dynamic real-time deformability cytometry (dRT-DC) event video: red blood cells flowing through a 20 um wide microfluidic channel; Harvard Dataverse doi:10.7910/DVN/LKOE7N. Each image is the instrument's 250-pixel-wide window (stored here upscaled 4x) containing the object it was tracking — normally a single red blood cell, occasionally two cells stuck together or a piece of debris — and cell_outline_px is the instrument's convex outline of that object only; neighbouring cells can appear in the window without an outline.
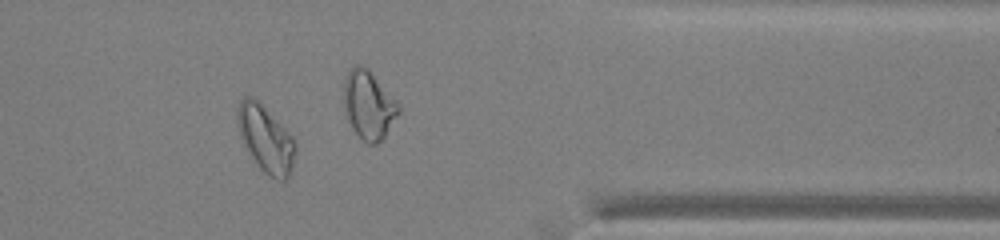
{"species": "common noctule bat (a hibernating species)", "species_latin": "Nyctalus noctula", "temperature_condition": "warm", "stored_images_in_passage": 37, "camera_frame_rate_fps": 3000, "um_per_image_px": 0.085, "animal": {"sex": "male", "body_mass_g": 13.0, "forearm_length_mm": 53.1}, "frame": {"image": 1, "passage_image": 27, "time_ms": 8.667, "image_size_px": [1000, 240], "cell_outline_px": [[296, 148], [292, 164], [288, 176], [284, 180], [280, 180], [268, 176], [260, 168], [244, 144], [240, 136], [236, 120], [236, 112], [240, 100], [244, 96], [252, 96], [296, 140]], "centroid_in_image_um": [22.56, 11.79], "position_along_channel_um": 388.8, "area_um2": 21.96}}
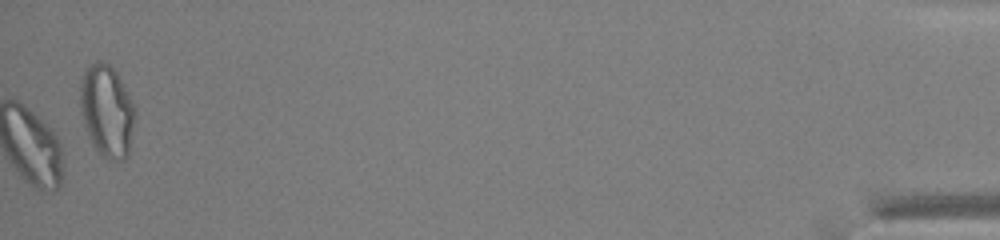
{"frame": {"image": 2, "passage_image": 37, "time_ms": 12.0, "image_size_px": [1000, 240], "cell_outline_px": [[136, 116], [128, 156], [124, 160], [112, 160], [104, 156], [92, 144], [88, 136], [80, 112], [80, 80], [84, 72], [96, 60], [100, 60], [108, 64], [116, 72], [128, 92], [136, 108]], "centroid_in_image_um": [9.1, 9.43], "position_along_channel_um": 426.1, "area_um2": 29.59}}